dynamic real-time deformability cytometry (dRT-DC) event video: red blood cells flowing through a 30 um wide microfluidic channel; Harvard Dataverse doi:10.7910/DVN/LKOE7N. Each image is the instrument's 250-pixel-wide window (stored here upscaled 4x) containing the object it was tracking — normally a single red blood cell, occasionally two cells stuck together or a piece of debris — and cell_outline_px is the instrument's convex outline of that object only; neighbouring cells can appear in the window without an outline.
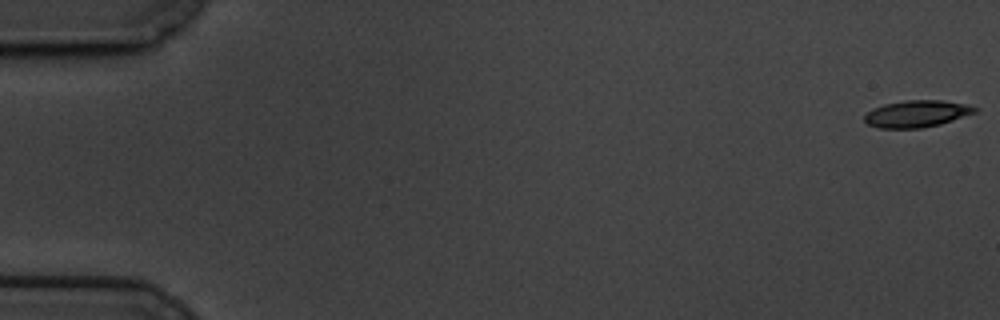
{"species": "common noctule bat (a hibernating species)", "species_latin": "Nyctalus noctula", "temperature_condition": "cold", "stored_images_in_passage": 10, "camera_frame_rate_fps": 3000, "um_per_image_px": 0.085, "animal": {"sex": "male", "body_mass_g": 19.5, "forearm_length_mm": 54.6}, "frame": {"image": 1, "passage_image": 1, "time_ms": 0.0, "image_size_px": [1000, 320], "cell_outline_px": [[976, 112], [940, 124], [920, 128], [876, 128], [868, 124], [864, 120], [864, 116], [872, 108], [884, 104], [908, 100], [940, 100], [968, 104], [976, 108]], "centroid_in_image_um": [77.89, 9.67], "position_along_channel_um": 7.1, "area_um2": 17.17}}